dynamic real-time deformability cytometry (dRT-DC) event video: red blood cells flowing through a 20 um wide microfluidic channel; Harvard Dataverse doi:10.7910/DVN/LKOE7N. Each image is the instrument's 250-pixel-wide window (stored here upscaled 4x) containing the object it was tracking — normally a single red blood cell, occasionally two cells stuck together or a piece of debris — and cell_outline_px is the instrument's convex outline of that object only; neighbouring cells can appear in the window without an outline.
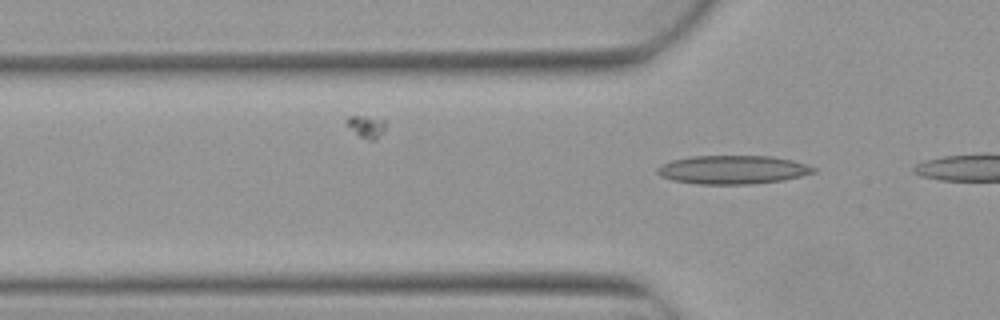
{"species": "Egyptian fruit bat (a non-hibernating species)", "species_latin": "Rousettus aegyptiacus", "temperature_condition": "warm", "stored_images_in_passage": 4, "camera_frame_rate_fps": 3000, "um_per_image_px": 0.085, "animal": {"sex": "female"}, "frame": {"image": 1, "passage_image": 2, "time_ms": 0.333, "image_size_px": [1000, 320], "cell_outline_px": [[816, 172], [800, 176], [780, 180], [748, 184], [700, 184], [672, 180], [660, 176], [656, 172], [656, 168], [660, 164], [672, 160], [692, 156], [772, 156], [792, 160], [816, 168]], "centroid_in_image_um": [62.23, 14.42], "position_along_channel_um": 63.6, "area_um2": 25.89}}